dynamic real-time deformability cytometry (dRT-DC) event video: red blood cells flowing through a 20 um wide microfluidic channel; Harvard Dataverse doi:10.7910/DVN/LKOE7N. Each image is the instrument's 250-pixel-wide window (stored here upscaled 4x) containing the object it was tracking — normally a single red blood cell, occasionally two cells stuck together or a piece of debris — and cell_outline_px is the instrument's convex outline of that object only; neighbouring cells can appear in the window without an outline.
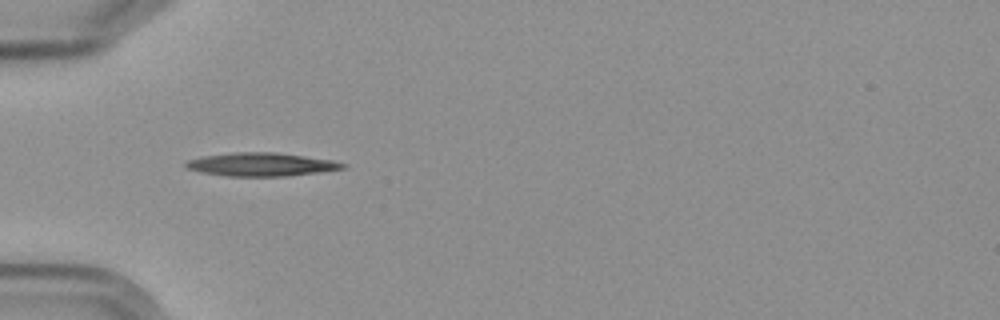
{"species": "Egyptian fruit bat (a non-hibernating species)", "species_latin": "Rousettus aegyptiacus", "temperature_condition": "cold", "stored_images_in_passage": 15, "camera_frame_rate_fps": 3000, "um_per_image_px": 0.085, "frame": {"image": 1, "passage_image": 5, "time_ms": 5.333, "image_size_px": [1000, 320], "cell_outline_px": [[348, 168], [320, 172], [288, 176], [228, 176], [200, 172], [184, 168], [184, 164], [188, 160], [204, 156], [232, 152], [276, 152], [332, 160], [348, 164]], "centroid_in_image_um": [22.22, 13.98], "position_along_channel_um": 62.8, "area_um2": 21.5}}
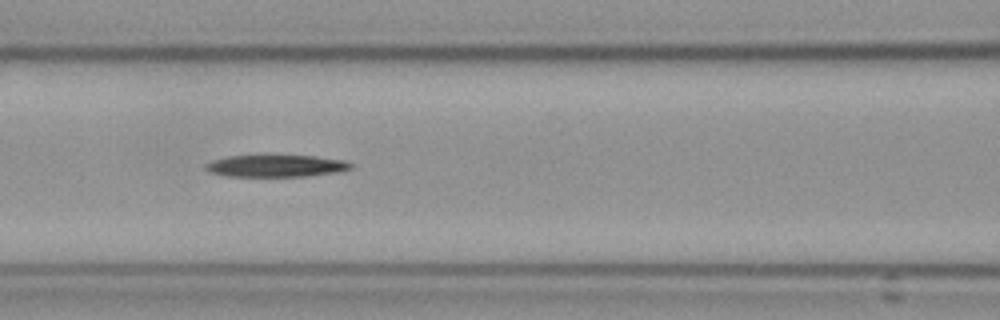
{"frame": {"image": 2, "passage_image": 7, "time_ms": 7.667, "image_size_px": [1000, 320], "cell_outline_px": [[352, 168], [336, 172], [308, 176], [228, 176], [212, 172], [204, 168], [204, 164], [212, 160], [228, 156], [260, 152], [268, 152], [316, 156], [340, 160], [352, 164]], "centroid_in_image_um": [23.39, 14.03], "position_along_channel_um": 143.2, "area_um2": 19.65}}
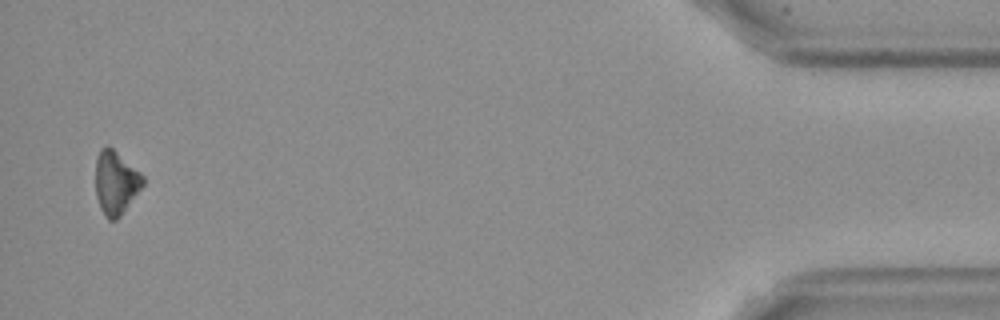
{"frame": {"image": 3, "passage_image": 15, "time_ms": 17.667, "image_size_px": [1000, 320], "cell_outline_px": [[144, 184], [120, 216], [116, 220], [108, 220], [104, 216], [100, 208], [96, 196], [96, 156], [100, 148], [104, 144], [108, 144], [140, 172], [144, 176]], "centroid_in_image_um": [9.82, 15.5], "position_along_channel_um": 425.4, "area_um2": 17.63}, "authors_computed_cell_mechanics": {"area_um2": 19.5942, "velocity_mm_per_s": 3.5853, "shape_relaxation_time_tau1_ms": 1.6425, "shape_relaxation_time_tau2_ms": 2.7601, "deformation_change_tau1": 0.0937, "deformation_change_tau2": 0.0783}}